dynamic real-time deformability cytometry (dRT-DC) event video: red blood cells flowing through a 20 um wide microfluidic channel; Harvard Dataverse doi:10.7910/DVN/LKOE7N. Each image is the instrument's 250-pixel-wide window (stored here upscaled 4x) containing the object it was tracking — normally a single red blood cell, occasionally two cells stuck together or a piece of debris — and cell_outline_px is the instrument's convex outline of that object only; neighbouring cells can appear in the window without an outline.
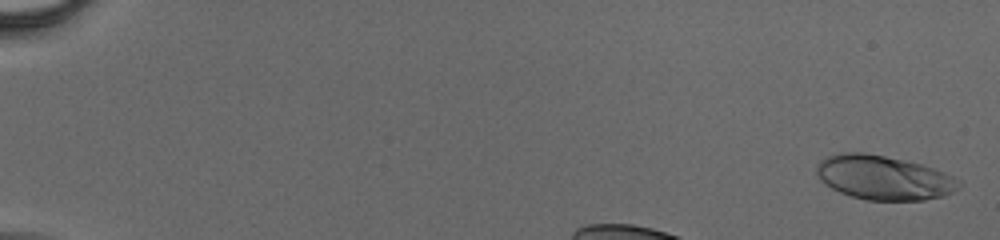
{"species": "human", "species_latin": "Homo sapiens", "temperature_condition": "cold", "stored_images_in_passage": 40, "camera_frame_rate_fps": 3000, "um_per_image_px": 0.085, "donor": {"sex": "male"}, "frame": {"image": 1, "passage_image": 2, "time_ms": 0.333, "image_size_px": [1000, 240], "cell_outline_px": [[960, 184], [952, 192], [944, 196], [924, 200], [864, 200], [840, 192], [824, 184], [820, 180], [816, 172], [816, 168], [820, 160], [828, 156], [840, 152], [864, 152], [904, 160], [920, 164], [944, 172], [960, 180]], "centroid_in_image_um": [75.08, 15.1], "position_along_channel_um": 9.9, "area_um2": 36.59}}
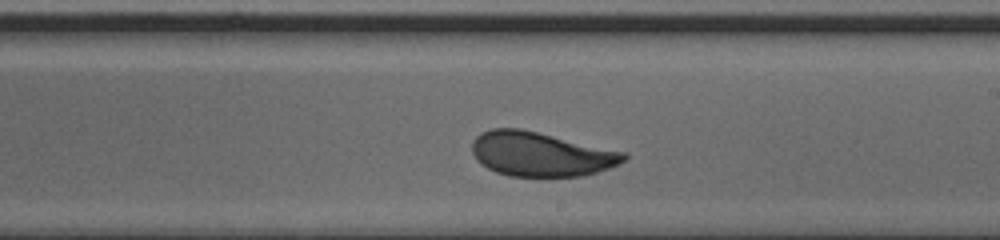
{"frame": {"image": 2, "passage_image": 27, "time_ms": 8.667, "image_size_px": [1000, 240], "cell_outline_px": [[628, 156], [624, 160], [608, 168], [584, 176], [508, 176], [496, 172], [480, 164], [476, 160], [472, 152], [472, 140], [480, 132], [492, 128], [520, 128], [628, 152]], "centroid_in_image_um": [45.94, 13.09], "position_along_channel_um": 243.1, "area_um2": 39.42}}
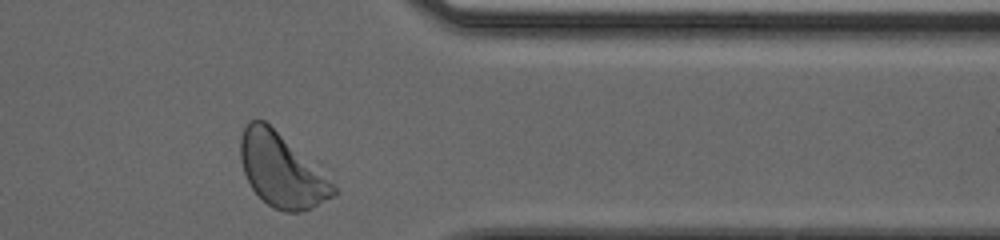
{"frame": {"image": 3, "passage_image": 39, "time_ms": 12.667, "image_size_px": [1000, 240], "cell_outline_px": [[340, 192], [336, 196], [312, 208], [296, 212], [284, 212], [272, 208], [252, 188], [244, 172], [240, 160], [240, 136], [248, 120], [264, 120], [332, 184]], "centroid_in_image_um": [23.88, 14.52], "position_along_channel_um": 387.5, "area_um2": 38.49}}